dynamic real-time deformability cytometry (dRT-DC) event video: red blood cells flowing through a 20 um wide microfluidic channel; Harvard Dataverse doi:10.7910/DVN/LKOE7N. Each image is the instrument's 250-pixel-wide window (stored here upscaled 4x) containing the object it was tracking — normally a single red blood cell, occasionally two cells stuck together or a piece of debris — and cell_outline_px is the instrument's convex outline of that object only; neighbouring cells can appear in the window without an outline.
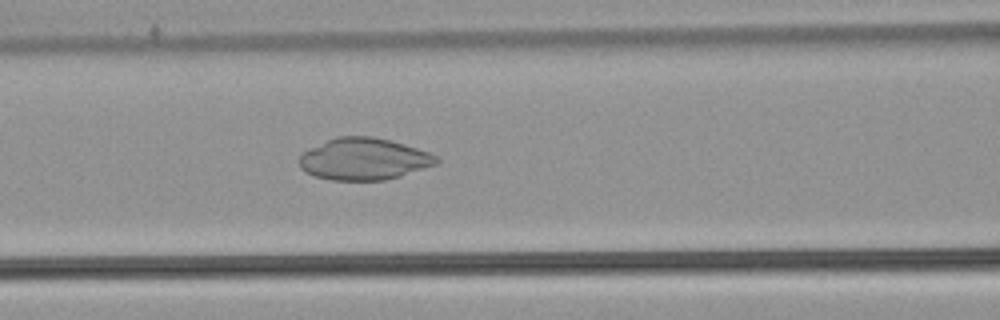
{"species": "common noctule bat (a hibernating species)", "species_latin": "Nyctalus noctula", "temperature_condition": "warm", "stored_images_in_passage": 51, "camera_frame_rate_fps": 3000, "um_per_image_px": 0.085, "animal": {"sex": "male", "body_mass_g": 21.5, "forearm_length_mm": 52.0}, "frame": {"image": 1, "passage_image": 23, "time_ms": 7.333, "image_size_px": [1000, 320], "cell_outline_px": [[440, 160], [436, 164], [400, 176], [384, 180], [332, 180], [316, 176], [304, 172], [300, 168], [300, 156], [308, 148], [336, 136], [372, 136], [404, 144], [428, 152], [436, 156]], "centroid_in_image_um": [30.9, 13.51], "position_along_channel_um": 135.7, "area_um2": 33.29}}
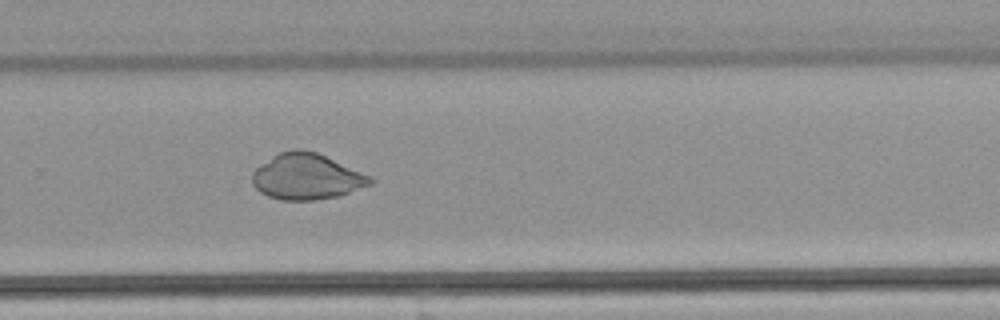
{"frame": {"image": 2, "passage_image": 36, "time_ms": 11.667, "image_size_px": [1000, 320], "cell_outline_px": [[372, 184], [336, 196], [316, 200], [280, 200], [268, 196], [260, 192], [252, 184], [252, 172], [260, 164], [272, 156], [280, 152], [296, 148], [300, 148], [316, 152], [368, 176], [372, 180]], "centroid_in_image_um": [25.98, 15.01], "position_along_channel_um": 303.8, "area_um2": 31.1}}
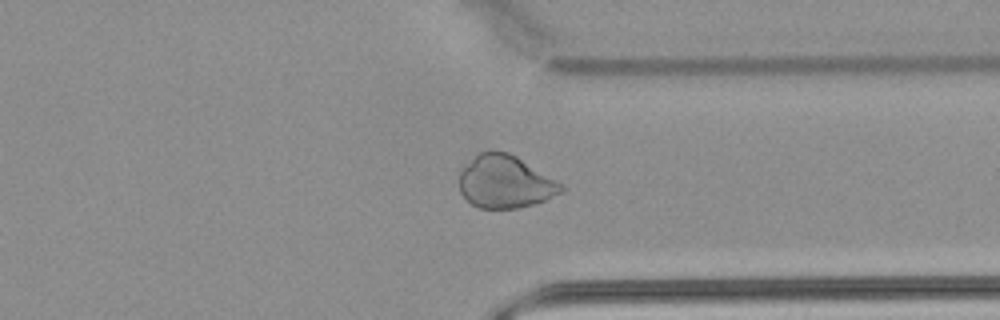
{"frame": {"image": 3, "passage_image": 41, "time_ms": 13.333, "image_size_px": [1000, 320], "cell_outline_px": [[564, 192], [544, 200], [532, 204], [516, 208], [480, 208], [472, 204], [460, 192], [460, 172], [480, 152], [488, 148], [492, 148], [508, 152], [516, 156], [564, 184]], "centroid_in_image_um": [42.97, 15.43], "position_along_channel_um": 368.4, "area_um2": 31.27}}